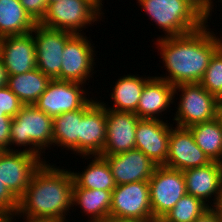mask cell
I'll use <instances>...</instances> for the list:
<instances>
[{
	"label": "cell",
	"instance_id": "obj_29",
	"mask_svg": "<svg viewBox=\"0 0 222 222\" xmlns=\"http://www.w3.org/2000/svg\"><path fill=\"white\" fill-rule=\"evenodd\" d=\"M199 83L210 94L222 101V46L213 54Z\"/></svg>",
	"mask_w": 222,
	"mask_h": 222
},
{
	"label": "cell",
	"instance_id": "obj_38",
	"mask_svg": "<svg viewBox=\"0 0 222 222\" xmlns=\"http://www.w3.org/2000/svg\"><path fill=\"white\" fill-rule=\"evenodd\" d=\"M8 82V73L4 66L3 60L0 56V88L7 85Z\"/></svg>",
	"mask_w": 222,
	"mask_h": 222
},
{
	"label": "cell",
	"instance_id": "obj_44",
	"mask_svg": "<svg viewBox=\"0 0 222 222\" xmlns=\"http://www.w3.org/2000/svg\"><path fill=\"white\" fill-rule=\"evenodd\" d=\"M3 152H4V150L0 148V155H1Z\"/></svg>",
	"mask_w": 222,
	"mask_h": 222
},
{
	"label": "cell",
	"instance_id": "obj_32",
	"mask_svg": "<svg viewBox=\"0 0 222 222\" xmlns=\"http://www.w3.org/2000/svg\"><path fill=\"white\" fill-rule=\"evenodd\" d=\"M23 8L30 15V17L36 22L40 23L47 12L48 1L47 0H19Z\"/></svg>",
	"mask_w": 222,
	"mask_h": 222
},
{
	"label": "cell",
	"instance_id": "obj_9",
	"mask_svg": "<svg viewBox=\"0 0 222 222\" xmlns=\"http://www.w3.org/2000/svg\"><path fill=\"white\" fill-rule=\"evenodd\" d=\"M84 84L51 79L34 106L54 118L62 113L83 108L90 100ZM85 88V89H84Z\"/></svg>",
	"mask_w": 222,
	"mask_h": 222
},
{
	"label": "cell",
	"instance_id": "obj_26",
	"mask_svg": "<svg viewBox=\"0 0 222 222\" xmlns=\"http://www.w3.org/2000/svg\"><path fill=\"white\" fill-rule=\"evenodd\" d=\"M50 81V77L35 68L23 74L8 76L7 86L24 105H34Z\"/></svg>",
	"mask_w": 222,
	"mask_h": 222
},
{
	"label": "cell",
	"instance_id": "obj_15",
	"mask_svg": "<svg viewBox=\"0 0 222 222\" xmlns=\"http://www.w3.org/2000/svg\"><path fill=\"white\" fill-rule=\"evenodd\" d=\"M183 174L187 194L200 199L209 207H217L222 195L221 162L211 161L207 165L184 170Z\"/></svg>",
	"mask_w": 222,
	"mask_h": 222
},
{
	"label": "cell",
	"instance_id": "obj_22",
	"mask_svg": "<svg viewBox=\"0 0 222 222\" xmlns=\"http://www.w3.org/2000/svg\"><path fill=\"white\" fill-rule=\"evenodd\" d=\"M127 74L119 77L112 87L111 100H113V106L109 107V104L99 102L106 108L115 111L135 112L140 100L145 83L151 78V76L143 77L141 75Z\"/></svg>",
	"mask_w": 222,
	"mask_h": 222
},
{
	"label": "cell",
	"instance_id": "obj_42",
	"mask_svg": "<svg viewBox=\"0 0 222 222\" xmlns=\"http://www.w3.org/2000/svg\"><path fill=\"white\" fill-rule=\"evenodd\" d=\"M48 1V6L51 4H54L56 2L62 1V0H47Z\"/></svg>",
	"mask_w": 222,
	"mask_h": 222
},
{
	"label": "cell",
	"instance_id": "obj_27",
	"mask_svg": "<svg viewBox=\"0 0 222 222\" xmlns=\"http://www.w3.org/2000/svg\"><path fill=\"white\" fill-rule=\"evenodd\" d=\"M198 147L211 161L222 163V125L219 119L200 122L188 127Z\"/></svg>",
	"mask_w": 222,
	"mask_h": 222
},
{
	"label": "cell",
	"instance_id": "obj_17",
	"mask_svg": "<svg viewBox=\"0 0 222 222\" xmlns=\"http://www.w3.org/2000/svg\"><path fill=\"white\" fill-rule=\"evenodd\" d=\"M139 119L134 112L106 109V143L101 155L119 154L134 149Z\"/></svg>",
	"mask_w": 222,
	"mask_h": 222
},
{
	"label": "cell",
	"instance_id": "obj_24",
	"mask_svg": "<svg viewBox=\"0 0 222 222\" xmlns=\"http://www.w3.org/2000/svg\"><path fill=\"white\" fill-rule=\"evenodd\" d=\"M83 158L93 159L89 160L91 162L83 169L82 173L71 171L73 187L112 191L116 187V183L107 161L100 155L83 156Z\"/></svg>",
	"mask_w": 222,
	"mask_h": 222
},
{
	"label": "cell",
	"instance_id": "obj_19",
	"mask_svg": "<svg viewBox=\"0 0 222 222\" xmlns=\"http://www.w3.org/2000/svg\"><path fill=\"white\" fill-rule=\"evenodd\" d=\"M105 143L106 108L97 100L80 121L79 156L101 155Z\"/></svg>",
	"mask_w": 222,
	"mask_h": 222
},
{
	"label": "cell",
	"instance_id": "obj_18",
	"mask_svg": "<svg viewBox=\"0 0 222 222\" xmlns=\"http://www.w3.org/2000/svg\"><path fill=\"white\" fill-rule=\"evenodd\" d=\"M0 56L8 76L23 74L36 68V50L33 34L0 38Z\"/></svg>",
	"mask_w": 222,
	"mask_h": 222
},
{
	"label": "cell",
	"instance_id": "obj_39",
	"mask_svg": "<svg viewBox=\"0 0 222 222\" xmlns=\"http://www.w3.org/2000/svg\"><path fill=\"white\" fill-rule=\"evenodd\" d=\"M201 14L203 11V0H188Z\"/></svg>",
	"mask_w": 222,
	"mask_h": 222
},
{
	"label": "cell",
	"instance_id": "obj_1",
	"mask_svg": "<svg viewBox=\"0 0 222 222\" xmlns=\"http://www.w3.org/2000/svg\"><path fill=\"white\" fill-rule=\"evenodd\" d=\"M208 23L188 34L157 37V52L168 73L156 77L173 86L201 81L213 54L222 46V37L210 31Z\"/></svg>",
	"mask_w": 222,
	"mask_h": 222
},
{
	"label": "cell",
	"instance_id": "obj_40",
	"mask_svg": "<svg viewBox=\"0 0 222 222\" xmlns=\"http://www.w3.org/2000/svg\"><path fill=\"white\" fill-rule=\"evenodd\" d=\"M217 118L219 119L222 125V101H220L218 106Z\"/></svg>",
	"mask_w": 222,
	"mask_h": 222
},
{
	"label": "cell",
	"instance_id": "obj_30",
	"mask_svg": "<svg viewBox=\"0 0 222 222\" xmlns=\"http://www.w3.org/2000/svg\"><path fill=\"white\" fill-rule=\"evenodd\" d=\"M23 106L24 104L7 85L0 88V117L13 118Z\"/></svg>",
	"mask_w": 222,
	"mask_h": 222
},
{
	"label": "cell",
	"instance_id": "obj_4",
	"mask_svg": "<svg viewBox=\"0 0 222 222\" xmlns=\"http://www.w3.org/2000/svg\"><path fill=\"white\" fill-rule=\"evenodd\" d=\"M137 3L163 31L165 35L161 38L188 34L207 23L188 0H138Z\"/></svg>",
	"mask_w": 222,
	"mask_h": 222
},
{
	"label": "cell",
	"instance_id": "obj_34",
	"mask_svg": "<svg viewBox=\"0 0 222 222\" xmlns=\"http://www.w3.org/2000/svg\"><path fill=\"white\" fill-rule=\"evenodd\" d=\"M194 222H222V215L216 207H209Z\"/></svg>",
	"mask_w": 222,
	"mask_h": 222
},
{
	"label": "cell",
	"instance_id": "obj_36",
	"mask_svg": "<svg viewBox=\"0 0 222 222\" xmlns=\"http://www.w3.org/2000/svg\"><path fill=\"white\" fill-rule=\"evenodd\" d=\"M104 222H159L154 218L150 219H136V218H123L117 216H109Z\"/></svg>",
	"mask_w": 222,
	"mask_h": 222
},
{
	"label": "cell",
	"instance_id": "obj_31",
	"mask_svg": "<svg viewBox=\"0 0 222 222\" xmlns=\"http://www.w3.org/2000/svg\"><path fill=\"white\" fill-rule=\"evenodd\" d=\"M19 200L10 192L0 179V216H9L17 212Z\"/></svg>",
	"mask_w": 222,
	"mask_h": 222
},
{
	"label": "cell",
	"instance_id": "obj_43",
	"mask_svg": "<svg viewBox=\"0 0 222 222\" xmlns=\"http://www.w3.org/2000/svg\"><path fill=\"white\" fill-rule=\"evenodd\" d=\"M0 222H7L6 217H4V216H0Z\"/></svg>",
	"mask_w": 222,
	"mask_h": 222
},
{
	"label": "cell",
	"instance_id": "obj_37",
	"mask_svg": "<svg viewBox=\"0 0 222 222\" xmlns=\"http://www.w3.org/2000/svg\"><path fill=\"white\" fill-rule=\"evenodd\" d=\"M214 0H203V11L202 15L206 22H208L209 19H211L212 11L214 12ZM218 2L222 3V0H218Z\"/></svg>",
	"mask_w": 222,
	"mask_h": 222
},
{
	"label": "cell",
	"instance_id": "obj_35",
	"mask_svg": "<svg viewBox=\"0 0 222 222\" xmlns=\"http://www.w3.org/2000/svg\"><path fill=\"white\" fill-rule=\"evenodd\" d=\"M24 220V222H61L57 219L53 218H44V217H33L26 214H20L18 211L12 215L6 216L7 222H17L16 218L19 219V217ZM15 219V220H14Z\"/></svg>",
	"mask_w": 222,
	"mask_h": 222
},
{
	"label": "cell",
	"instance_id": "obj_23",
	"mask_svg": "<svg viewBox=\"0 0 222 222\" xmlns=\"http://www.w3.org/2000/svg\"><path fill=\"white\" fill-rule=\"evenodd\" d=\"M112 191L73 187L74 207H80L81 214L88 217L87 222H104L110 214Z\"/></svg>",
	"mask_w": 222,
	"mask_h": 222
},
{
	"label": "cell",
	"instance_id": "obj_7",
	"mask_svg": "<svg viewBox=\"0 0 222 222\" xmlns=\"http://www.w3.org/2000/svg\"><path fill=\"white\" fill-rule=\"evenodd\" d=\"M148 183L152 215L158 221L187 193L183 171L164 165L156 166Z\"/></svg>",
	"mask_w": 222,
	"mask_h": 222
},
{
	"label": "cell",
	"instance_id": "obj_12",
	"mask_svg": "<svg viewBox=\"0 0 222 222\" xmlns=\"http://www.w3.org/2000/svg\"><path fill=\"white\" fill-rule=\"evenodd\" d=\"M109 216L123 218H153L148 181L116 185L112 190Z\"/></svg>",
	"mask_w": 222,
	"mask_h": 222
},
{
	"label": "cell",
	"instance_id": "obj_25",
	"mask_svg": "<svg viewBox=\"0 0 222 222\" xmlns=\"http://www.w3.org/2000/svg\"><path fill=\"white\" fill-rule=\"evenodd\" d=\"M36 24L19 0H0V38L25 35L32 32Z\"/></svg>",
	"mask_w": 222,
	"mask_h": 222
},
{
	"label": "cell",
	"instance_id": "obj_33",
	"mask_svg": "<svg viewBox=\"0 0 222 222\" xmlns=\"http://www.w3.org/2000/svg\"><path fill=\"white\" fill-rule=\"evenodd\" d=\"M12 117H0V148L10 151V132Z\"/></svg>",
	"mask_w": 222,
	"mask_h": 222
},
{
	"label": "cell",
	"instance_id": "obj_5",
	"mask_svg": "<svg viewBox=\"0 0 222 222\" xmlns=\"http://www.w3.org/2000/svg\"><path fill=\"white\" fill-rule=\"evenodd\" d=\"M101 0H62L47 7V12L41 25L67 31L73 34H82V29L100 21L103 13ZM99 19V20H98ZM89 24V25H88Z\"/></svg>",
	"mask_w": 222,
	"mask_h": 222
},
{
	"label": "cell",
	"instance_id": "obj_11",
	"mask_svg": "<svg viewBox=\"0 0 222 222\" xmlns=\"http://www.w3.org/2000/svg\"><path fill=\"white\" fill-rule=\"evenodd\" d=\"M42 163L39 157L21 149L4 151L0 155V179L19 200Z\"/></svg>",
	"mask_w": 222,
	"mask_h": 222
},
{
	"label": "cell",
	"instance_id": "obj_6",
	"mask_svg": "<svg viewBox=\"0 0 222 222\" xmlns=\"http://www.w3.org/2000/svg\"><path fill=\"white\" fill-rule=\"evenodd\" d=\"M179 94L176 114L172 119L175 126L189 127L200 122H208L217 117L220 101L210 94L200 83L174 86V98Z\"/></svg>",
	"mask_w": 222,
	"mask_h": 222
},
{
	"label": "cell",
	"instance_id": "obj_16",
	"mask_svg": "<svg viewBox=\"0 0 222 222\" xmlns=\"http://www.w3.org/2000/svg\"><path fill=\"white\" fill-rule=\"evenodd\" d=\"M108 163L116 185L148 181L156 164L139 149L111 155H100Z\"/></svg>",
	"mask_w": 222,
	"mask_h": 222
},
{
	"label": "cell",
	"instance_id": "obj_10",
	"mask_svg": "<svg viewBox=\"0 0 222 222\" xmlns=\"http://www.w3.org/2000/svg\"><path fill=\"white\" fill-rule=\"evenodd\" d=\"M31 33L35 42L36 68L51 79H56L61 73L64 46L73 33L51 29L40 23Z\"/></svg>",
	"mask_w": 222,
	"mask_h": 222
},
{
	"label": "cell",
	"instance_id": "obj_8",
	"mask_svg": "<svg viewBox=\"0 0 222 222\" xmlns=\"http://www.w3.org/2000/svg\"><path fill=\"white\" fill-rule=\"evenodd\" d=\"M83 32L82 34H73L66 42L62 55L61 73L57 80L77 82L86 84L94 74L96 66L95 48L91 44V39Z\"/></svg>",
	"mask_w": 222,
	"mask_h": 222
},
{
	"label": "cell",
	"instance_id": "obj_21",
	"mask_svg": "<svg viewBox=\"0 0 222 222\" xmlns=\"http://www.w3.org/2000/svg\"><path fill=\"white\" fill-rule=\"evenodd\" d=\"M96 99V100H94ZM91 100L81 109L62 113L53 118V147L66 148L79 155V129L83 114L97 101Z\"/></svg>",
	"mask_w": 222,
	"mask_h": 222
},
{
	"label": "cell",
	"instance_id": "obj_3",
	"mask_svg": "<svg viewBox=\"0 0 222 222\" xmlns=\"http://www.w3.org/2000/svg\"><path fill=\"white\" fill-rule=\"evenodd\" d=\"M12 145L18 149L23 146L22 151L47 162L41 156L46 148L53 147V118L34 105H24L11 122L10 151H17Z\"/></svg>",
	"mask_w": 222,
	"mask_h": 222
},
{
	"label": "cell",
	"instance_id": "obj_2",
	"mask_svg": "<svg viewBox=\"0 0 222 222\" xmlns=\"http://www.w3.org/2000/svg\"><path fill=\"white\" fill-rule=\"evenodd\" d=\"M43 162L19 199L17 211L33 217L53 218L69 222L66 216L72 209L73 177L71 170Z\"/></svg>",
	"mask_w": 222,
	"mask_h": 222
},
{
	"label": "cell",
	"instance_id": "obj_41",
	"mask_svg": "<svg viewBox=\"0 0 222 222\" xmlns=\"http://www.w3.org/2000/svg\"><path fill=\"white\" fill-rule=\"evenodd\" d=\"M216 208L220 211V214L222 215V195Z\"/></svg>",
	"mask_w": 222,
	"mask_h": 222
},
{
	"label": "cell",
	"instance_id": "obj_13",
	"mask_svg": "<svg viewBox=\"0 0 222 222\" xmlns=\"http://www.w3.org/2000/svg\"><path fill=\"white\" fill-rule=\"evenodd\" d=\"M210 162V158L197 146L188 127L171 126L166 167L184 171Z\"/></svg>",
	"mask_w": 222,
	"mask_h": 222
},
{
	"label": "cell",
	"instance_id": "obj_28",
	"mask_svg": "<svg viewBox=\"0 0 222 222\" xmlns=\"http://www.w3.org/2000/svg\"><path fill=\"white\" fill-rule=\"evenodd\" d=\"M208 208L203 201L186 193L159 222H194Z\"/></svg>",
	"mask_w": 222,
	"mask_h": 222
},
{
	"label": "cell",
	"instance_id": "obj_20",
	"mask_svg": "<svg viewBox=\"0 0 222 222\" xmlns=\"http://www.w3.org/2000/svg\"><path fill=\"white\" fill-rule=\"evenodd\" d=\"M174 103V86L159 77L152 76L144 85L134 113L140 119L163 120L162 112L167 113V109Z\"/></svg>",
	"mask_w": 222,
	"mask_h": 222
},
{
	"label": "cell",
	"instance_id": "obj_14",
	"mask_svg": "<svg viewBox=\"0 0 222 222\" xmlns=\"http://www.w3.org/2000/svg\"><path fill=\"white\" fill-rule=\"evenodd\" d=\"M168 120L139 119L135 148L142 151L157 166L166 165L171 126Z\"/></svg>",
	"mask_w": 222,
	"mask_h": 222
}]
</instances>
